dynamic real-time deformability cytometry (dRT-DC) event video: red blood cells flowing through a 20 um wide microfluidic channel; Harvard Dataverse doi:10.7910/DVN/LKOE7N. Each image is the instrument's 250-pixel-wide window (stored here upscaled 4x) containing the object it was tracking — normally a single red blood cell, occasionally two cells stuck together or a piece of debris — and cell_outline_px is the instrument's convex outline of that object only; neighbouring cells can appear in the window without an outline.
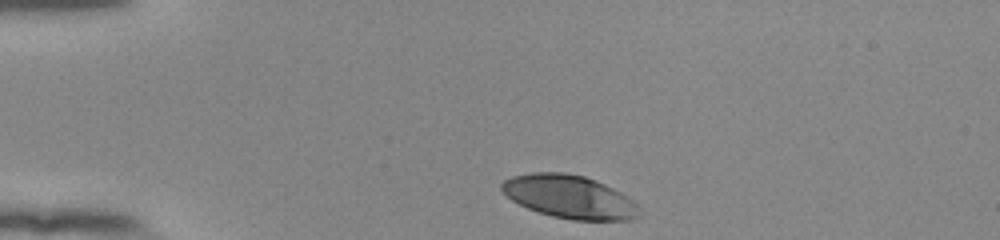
{"species": "human", "species_latin": "Homo sapiens", "temperature_condition": "room temperature", "stored_images_in_passage": 35, "camera_frame_rate_fps": 3000, "um_per_image_px": 0.085, "donor": {"sex": "female"}, "frame": {"image": 1, "passage_image": 1, "time_ms": 0.0, "image_size_px": [1000, 240], "cell_outline_px": [[640, 216], [636, 220], [572, 220], [552, 216], [528, 208], [512, 200], [500, 188], [500, 184], [504, 180], [512, 176], [532, 172], [564, 172], [584, 176], [604, 184], [620, 192], [632, 200], [640, 208]], "centroid_in_image_um": [48.42, 16.73], "position_along_channel_um": 36.6, "area_um2": 34.56}}
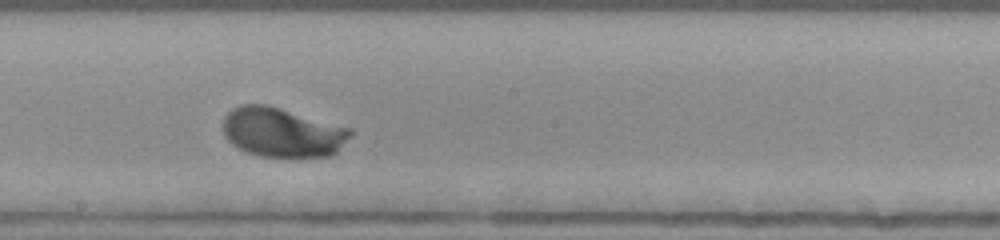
{"frame": {"image": 2, "passage_image": 20, "time_ms": 6.333, "image_size_px": [1000, 240], "cell_outline_px": [[352, 136], [332, 156], [260, 156], [248, 152], [232, 144], [224, 136], [224, 116], [232, 108], [240, 104], [268, 104], [352, 128]], "centroid_in_image_um": [24.01, 11.22], "position_along_channel_um": 224.2, "area_um2": 36.76}}
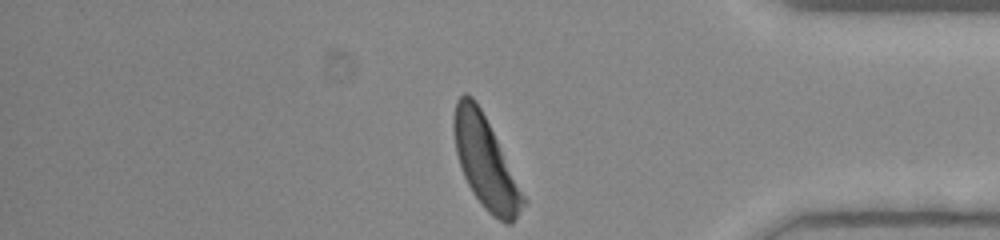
{"frame": {"image": 3, "passage_image": 35, "time_ms": 11.333, "image_size_px": [1000, 240], "cell_outline_px": [[528, 204], [512, 224], [504, 224], [492, 216], [484, 208], [472, 192], [464, 176], [456, 152], [452, 128], [452, 120], [456, 100], [464, 92], [468, 92], [476, 100], [528, 200]], "centroid_in_image_um": [41.28, 13.84], "position_along_channel_um": 393.9, "area_um2": 37.22}, "authors_computed_cell_mechanics": {"area_um2": 36.3562, "velocity_mm_per_s": 3.7974, "shape_relaxation_time_tau1_ms": 2.2435, "shape_relaxation_time_tau2_ms": null, "deformation_change_tau1": 0.157, "deformation_change_tau2": null}}